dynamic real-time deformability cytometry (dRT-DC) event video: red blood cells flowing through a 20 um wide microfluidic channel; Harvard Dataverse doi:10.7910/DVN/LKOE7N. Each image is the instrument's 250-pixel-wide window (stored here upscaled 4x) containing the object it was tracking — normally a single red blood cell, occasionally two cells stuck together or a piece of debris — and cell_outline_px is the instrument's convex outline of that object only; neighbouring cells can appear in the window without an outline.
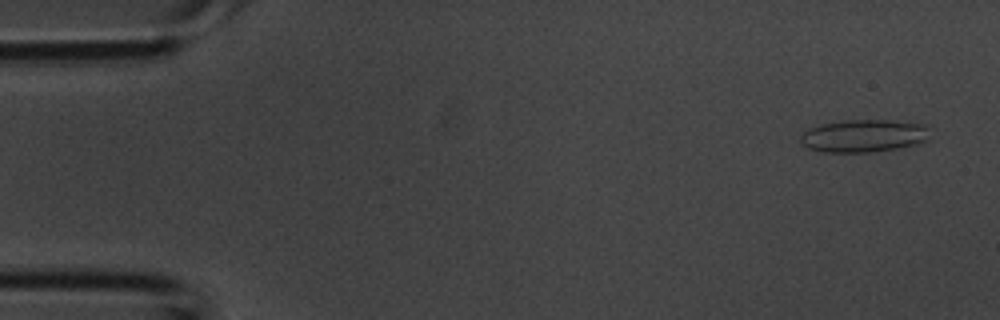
{"species": "common noctule bat (a hibernating species)", "species_latin": "Nyctalus noctula", "temperature_condition": "room temperature", "stored_images_in_passage": 3, "camera_frame_rate_fps": 3000, "um_per_image_px": 0.085, "animal": {"sex": "male", "body_mass_g": 20.1, "forearm_length_mm": 53.5}, "frame": {"image": 1, "passage_image": 1, "time_ms": 0.0, "image_size_px": [1000, 320], "cell_outline_px": [[928, 140], [920, 144], [872, 152], [824, 152], [808, 148], [800, 140], [800, 136], [808, 128], [820, 124], [840, 120], [888, 120], [924, 124], [928, 128]], "centroid_in_image_um": [73.42, 11.54], "position_along_channel_um": 11.6, "area_um2": 24.74}}